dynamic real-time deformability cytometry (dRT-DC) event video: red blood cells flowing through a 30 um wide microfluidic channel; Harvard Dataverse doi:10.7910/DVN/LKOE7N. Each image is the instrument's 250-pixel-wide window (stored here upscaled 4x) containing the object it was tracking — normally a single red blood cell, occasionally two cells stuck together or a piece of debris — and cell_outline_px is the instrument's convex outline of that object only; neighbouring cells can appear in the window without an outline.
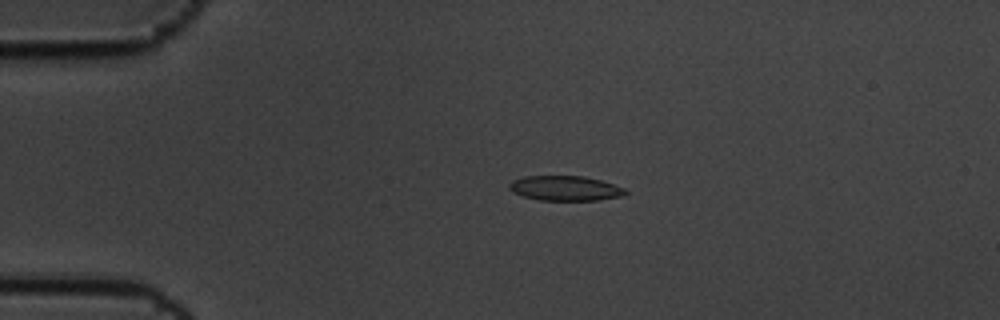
{"species": "common noctule bat (a hibernating species)", "species_latin": "Nyctalus noctula", "temperature_condition": "cold", "stored_images_in_passage": 4, "camera_frame_rate_fps": 3000, "um_per_image_px": 0.085, "animal": {"sex": "male", "body_mass_g": 19.5, "forearm_length_mm": 54.6}, "frame": {"image": 1, "passage_image": 3, "time_ms": 0.667, "image_size_px": [1000, 320], "cell_outline_px": [[628, 192], [624, 196], [596, 200], [540, 200], [524, 196], [512, 192], [508, 188], [508, 184], [512, 180], [524, 176], [584, 176], [600, 180], [624, 188]], "centroid_in_image_um": [48.02, 16.0], "position_along_channel_um": 37.0, "area_um2": 16.82}}